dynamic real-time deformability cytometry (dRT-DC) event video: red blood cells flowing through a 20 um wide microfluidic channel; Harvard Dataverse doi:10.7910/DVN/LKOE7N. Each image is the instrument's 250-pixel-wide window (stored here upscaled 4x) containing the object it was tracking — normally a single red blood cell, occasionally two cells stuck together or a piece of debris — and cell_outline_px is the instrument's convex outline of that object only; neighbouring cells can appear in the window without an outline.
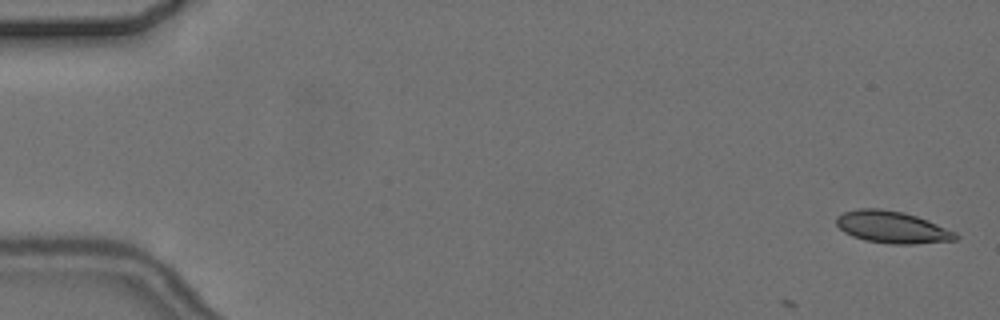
{"species": "common noctule bat (a hibernating species)", "species_latin": "Nyctalus noctula", "temperature_condition": "cold", "stored_images_in_passage": 8, "camera_frame_rate_fps": 3000, "um_per_image_px": 0.085, "animal": {"sex": "female", "body_mass_g": 24.6, "forearm_length_mm": 56.2}, "frame": {"image": 1, "passage_image": 1, "time_ms": 0.0, "image_size_px": [1000, 320], "cell_outline_px": [[960, 236], [956, 240], [912, 244], [892, 244], [864, 240], [852, 236], [844, 232], [836, 224], [836, 216], [844, 212], [856, 208], [880, 208], [904, 212], [916, 216], [956, 232]], "centroid_in_image_um": [75.81, 19.3], "position_along_channel_um": 9.2, "area_um2": 22.25}}
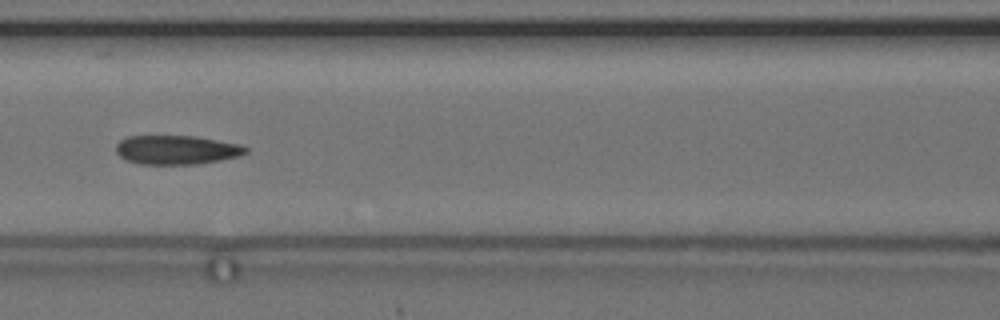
{"frame": {"image": 2, "passage_image": 7, "time_ms": 8.0, "image_size_px": [1000, 320], "cell_outline_px": [[248, 152], [240, 156], [220, 160], [196, 164], [140, 164], [124, 160], [116, 152], [116, 144], [120, 140], [128, 136], [196, 136], [240, 144], [248, 148]], "centroid_in_image_um": [15.0, 12.74], "position_along_channel_um": 151.6, "area_um2": 22.08}}
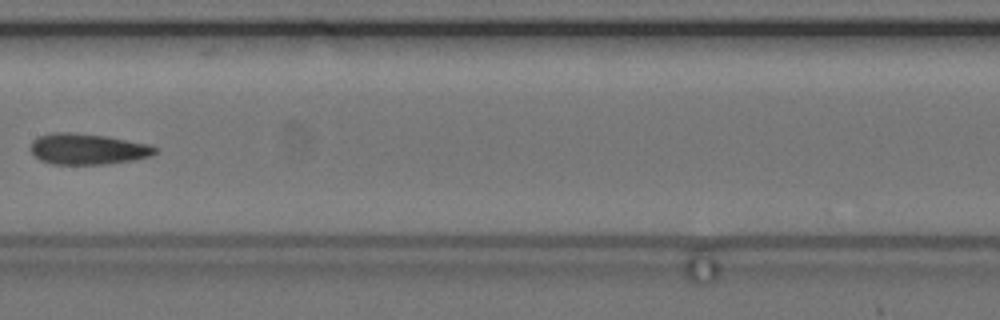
{"frame": {"image": 3, "passage_image": 8, "time_ms": 9.333, "image_size_px": [1000, 320], "cell_outline_px": [[160, 148], [156, 152], [148, 156], [132, 160], [104, 164], [52, 164], [40, 160], [32, 152], [32, 140], [40, 136], [52, 132], [72, 132], [108, 136], [148, 144]], "centroid_in_image_um": [7.46, 12.66], "position_along_channel_um": 199.9, "area_um2": 22.31}}